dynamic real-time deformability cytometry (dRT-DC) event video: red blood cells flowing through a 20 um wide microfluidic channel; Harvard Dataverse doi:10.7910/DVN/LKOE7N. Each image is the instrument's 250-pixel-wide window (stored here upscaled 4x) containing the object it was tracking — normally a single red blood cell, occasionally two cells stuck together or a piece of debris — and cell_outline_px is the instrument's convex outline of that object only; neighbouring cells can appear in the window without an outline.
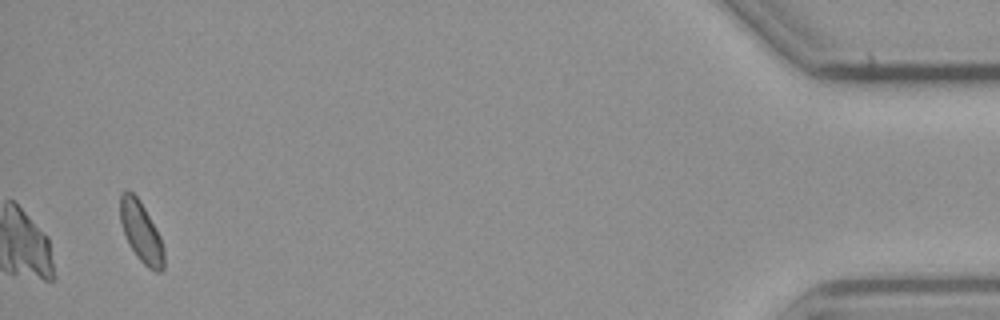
{"species": "common noctule bat (a hibernating species)", "species_latin": "Nyctalus noctula", "temperature_condition": "cold", "stored_images_in_passage": 39, "camera_frame_rate_fps": 3000, "um_per_image_px": 0.085, "animal": {"sex": "male", "body_mass_g": 23.1, "forearm_length_mm": 52.7}, "frame": {"image": 1, "passage_image": 39, "time_ms": 12.667, "image_size_px": [1000, 320], "cell_outline_px": [[164, 268], [160, 272], [156, 272], [148, 268], [136, 256], [128, 244], [120, 220], [120, 192], [128, 188], [140, 200], [160, 236], [164, 248]], "centroid_in_image_um": [11.99, 19.71], "position_along_channel_um": 423.2, "area_um2": 15.55}}